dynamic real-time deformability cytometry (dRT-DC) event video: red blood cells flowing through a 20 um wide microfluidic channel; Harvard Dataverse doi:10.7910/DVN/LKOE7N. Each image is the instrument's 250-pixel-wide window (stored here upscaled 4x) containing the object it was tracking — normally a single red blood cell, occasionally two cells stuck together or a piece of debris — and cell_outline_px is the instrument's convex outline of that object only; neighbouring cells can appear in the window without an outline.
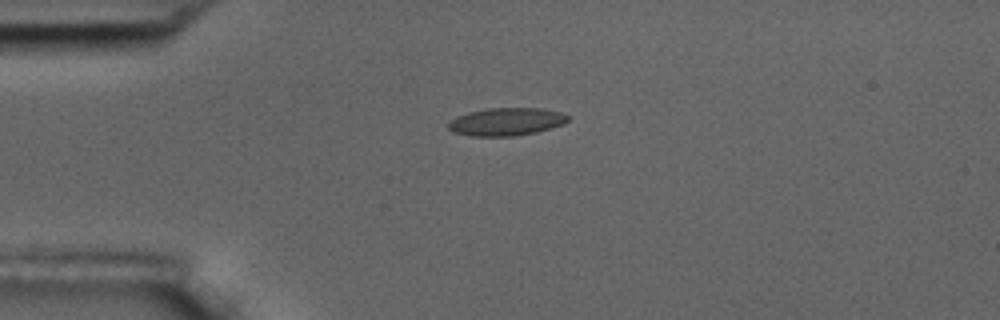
{"species": "common noctule bat (a hibernating species)", "species_latin": "Nyctalus noctula", "temperature_condition": "room temperature", "stored_images_in_passage": 2, "camera_frame_rate_fps": 3000, "um_per_image_px": 0.085, "animal": {"sex": "male", "body_mass_g": 17.5, "forearm_length_mm": 52.3}, "frame": {"image": 1, "passage_image": 1, "time_ms": 0.0, "image_size_px": [1000, 320], "cell_outline_px": [[568, 120], [564, 124], [536, 132], [512, 136], [472, 136], [452, 132], [448, 128], [448, 124], [456, 116], [468, 112], [488, 108], [540, 108], [560, 112], [568, 116]], "centroid_in_image_um": [43.02, 10.34], "position_along_channel_um": 42.0, "area_um2": 19.31}}